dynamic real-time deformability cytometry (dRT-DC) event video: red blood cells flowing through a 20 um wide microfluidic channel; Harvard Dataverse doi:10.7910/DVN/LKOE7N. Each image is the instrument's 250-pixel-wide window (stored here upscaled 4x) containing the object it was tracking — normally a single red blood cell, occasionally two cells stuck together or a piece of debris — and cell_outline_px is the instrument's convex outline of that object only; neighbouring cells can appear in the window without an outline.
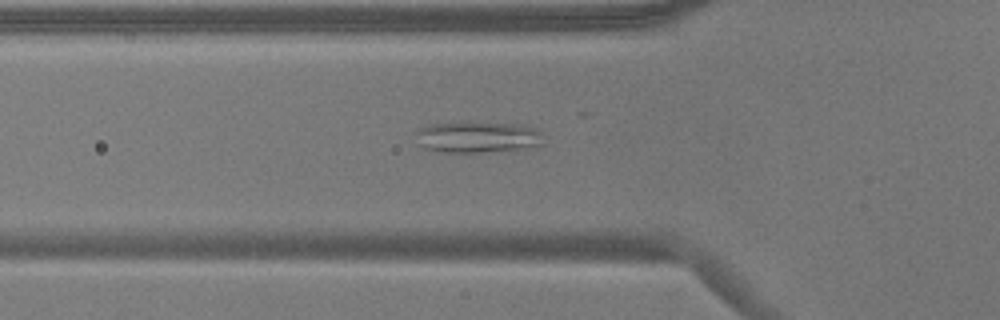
{"species": "common noctule bat (a hibernating species)", "species_latin": "Nyctalus noctula", "temperature_condition": "warm", "stored_images_in_passage": 49, "camera_frame_rate_fps": 3000, "um_per_image_px": 0.085, "animal": {"sex": "male", "body_mass_g": 17.9}, "frame": {"image": 1, "passage_image": 12, "time_ms": 3.667, "image_size_px": [1000, 320], "cell_outline_px": [[544, 144], [540, 148], [516, 152], [444, 152], [424, 148], [420, 144], [416, 132], [416, 128], [428, 124], [460, 120], [468, 120], [528, 124], [544, 132]], "centroid_in_image_um": [40.78, 11.63], "position_along_channel_um": 85.0, "area_um2": 25.43}}
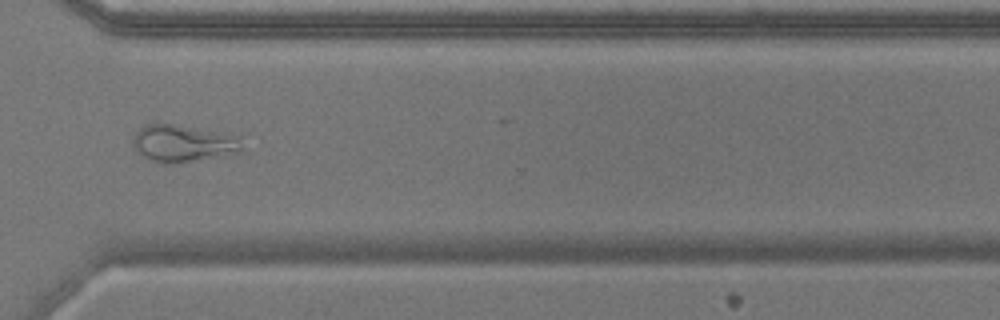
{"frame": {"image": 2, "passage_image": 34, "time_ms": 11.0, "image_size_px": [1000, 320], "cell_outline_px": [[248, 152], [224, 156], [164, 164], [152, 160], [144, 156], [132, 144], [132, 140], [136, 132], [144, 124], [172, 124], [224, 132], [240, 136]], "centroid_in_image_um": [15.7, 12.18], "position_along_channel_um": 354.9, "area_um2": 23.93}}
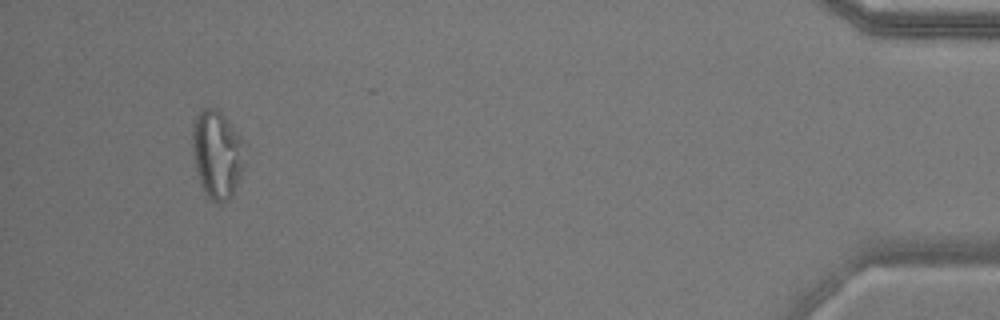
{"frame": {"image": 3, "passage_image": 45, "time_ms": 14.667, "image_size_px": [1000, 320], "cell_outline_px": [[248, 144], [244, 168], [232, 196], [228, 200], [216, 204], [208, 196], [200, 184], [196, 168], [192, 148], [192, 124], [200, 108], [216, 108], [224, 116]], "centroid_in_image_um": [18.49, 13.09], "position_along_channel_um": 416.7, "area_um2": 27.51}, "authors_computed_cell_mechanics": {"area_um2": 24.0448, "velocity_mm_per_s": 3.665, "shape_relaxation_time_tau1_ms": null, "shape_relaxation_time_tau2_ms": 1.9561, "deformation_change_tau1": null, "deformation_change_tau2": 0.1113}}